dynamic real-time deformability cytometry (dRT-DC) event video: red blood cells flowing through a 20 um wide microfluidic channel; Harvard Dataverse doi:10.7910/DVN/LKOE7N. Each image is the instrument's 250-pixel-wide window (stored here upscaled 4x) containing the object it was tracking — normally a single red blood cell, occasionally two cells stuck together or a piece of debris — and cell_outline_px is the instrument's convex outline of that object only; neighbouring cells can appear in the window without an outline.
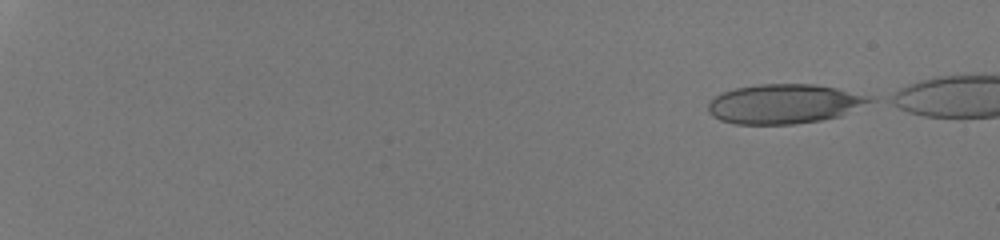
{"species": "human", "species_latin": "Homo sapiens", "temperature_condition": "room temperature", "stored_images_in_passage": 22, "camera_frame_rate_fps": 3000, "um_per_image_px": 0.085, "donor": {"sex": "male"}, "frame": {"image": 1, "passage_image": 1, "time_ms": 0.0, "image_size_px": [1000, 240], "cell_outline_px": [[876, 100], [840, 116], [820, 120], [792, 124], [736, 124], [720, 120], [712, 116], [708, 112], [708, 104], [716, 96], [724, 92], [736, 88], [760, 84], [816, 84], [876, 96]], "centroid_in_image_um": [66.72, 8.82], "position_along_channel_um": 18.3, "area_um2": 37.28}}
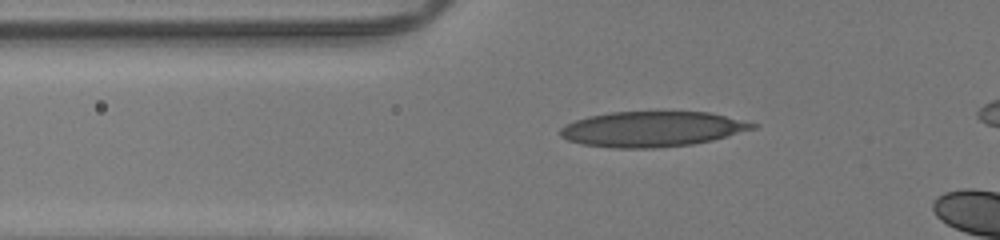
{"frame": {"image": 2, "passage_image": 19, "time_ms": 6.0, "image_size_px": [1000, 240], "cell_outline_px": [[760, 124], [756, 128], [712, 140], [692, 144], [652, 148], [612, 148], [580, 144], [568, 140], [560, 136], [560, 128], [564, 124], [588, 116], [612, 112], [708, 112]], "centroid_in_image_um": [55.4, 10.97], "position_along_channel_um": 70.4, "area_um2": 39.54}}